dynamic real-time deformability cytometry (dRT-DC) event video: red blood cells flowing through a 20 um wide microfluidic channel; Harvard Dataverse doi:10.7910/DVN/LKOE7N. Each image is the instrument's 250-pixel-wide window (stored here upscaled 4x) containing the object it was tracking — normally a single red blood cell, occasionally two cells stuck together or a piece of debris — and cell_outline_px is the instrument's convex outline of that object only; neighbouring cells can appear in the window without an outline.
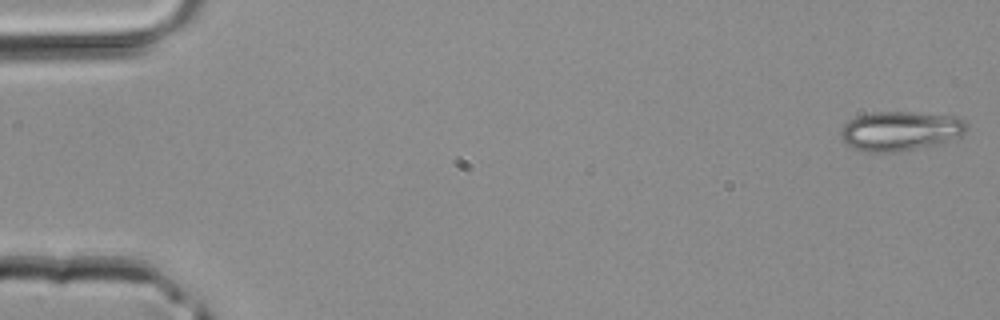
{"species": "common noctule bat (a hibernating species)", "species_latin": "Nyctalus noctula", "temperature_condition": "room temperature", "stored_images_in_passage": 40, "camera_frame_rate_fps": 3000, "um_per_image_px": 0.085, "animal": {"sex": "male", "body_mass_g": 20.4}, "frame": {"image": 1, "passage_image": 1, "time_ms": 0.0, "image_size_px": [1000, 320], "cell_outline_px": [[968, 128], [960, 136], [948, 140], [916, 148], [896, 152], [864, 152], [852, 148], [840, 136], [840, 128], [848, 120], [856, 116], [872, 112], [912, 112], [956, 116], [964, 120], [968, 124]], "centroid_in_image_um": [76.49, 11.12], "position_along_channel_um": 8.5, "area_um2": 28.9}}
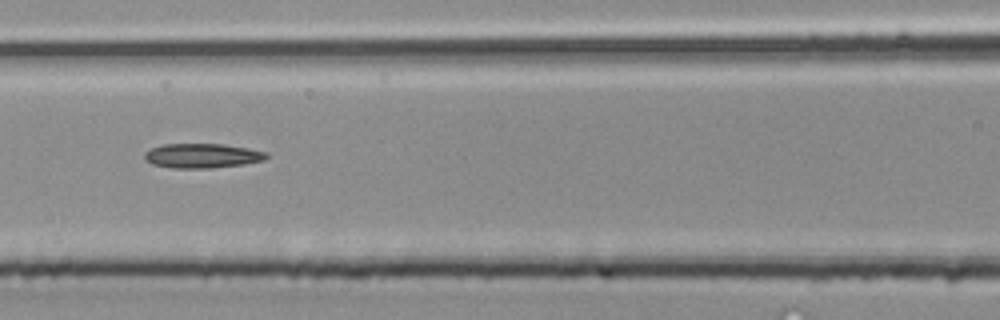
{"frame": {"image": 2, "passage_image": 19, "time_ms": 6.0, "image_size_px": [1000, 320], "cell_outline_px": [[268, 156], [264, 160], [244, 164], [212, 168], [172, 168], [152, 164], [144, 160], [144, 152], [160, 144], [224, 144], [248, 148], [268, 152]], "centroid_in_image_um": [17.17, 13.24], "position_along_channel_um": 149.4, "area_um2": 17.57}}
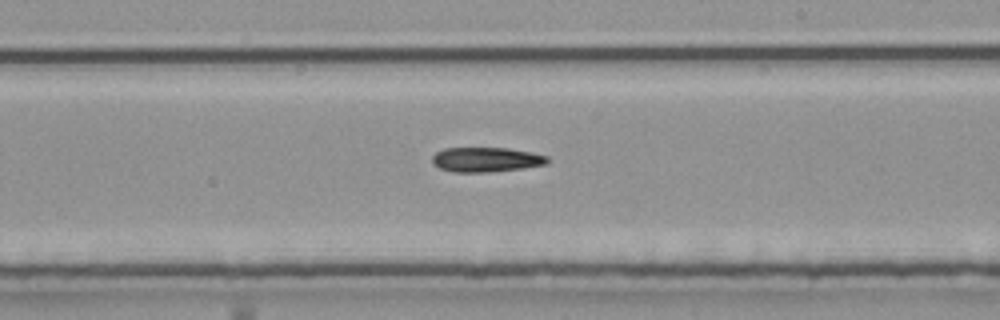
{"frame": {"image": 3, "passage_image": 25, "time_ms": 8.0, "image_size_px": [1000, 320], "cell_outline_px": [[548, 164], [524, 168], [488, 172], [452, 172], [440, 168], [432, 164], [432, 156], [436, 152], [444, 148], [508, 148], [532, 152], [548, 156]], "centroid_in_image_um": [41.32, 13.56], "position_along_channel_um": 247.7, "area_um2": 16.7}}